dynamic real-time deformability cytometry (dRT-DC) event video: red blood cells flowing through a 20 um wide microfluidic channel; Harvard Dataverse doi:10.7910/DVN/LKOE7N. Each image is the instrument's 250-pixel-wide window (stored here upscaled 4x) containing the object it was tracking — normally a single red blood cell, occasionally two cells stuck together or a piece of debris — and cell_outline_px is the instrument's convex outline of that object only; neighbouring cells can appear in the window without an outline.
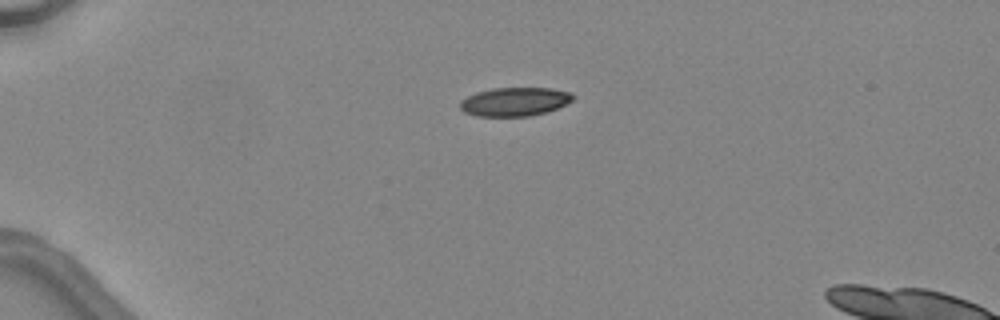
{"species": "common noctule bat (a hibernating species)", "species_latin": "Nyctalus noctula", "temperature_condition": "warm", "stored_images_in_passage": 35, "camera_frame_rate_fps": 3000, "um_per_image_px": 0.085, "animal": {"sex": "female", "body_mass_g": 24.6, "forearm_length_mm": 56.2}, "frame": {"image": 1, "passage_image": 1, "time_ms": 0.0, "image_size_px": [1000, 320], "cell_outline_px": [[576, 96], [572, 100], [548, 112], [528, 116], [476, 116], [464, 112], [460, 108], [460, 100], [476, 92], [492, 88], [552, 88], [572, 92]], "centroid_in_image_um": [43.75, 8.64], "position_along_channel_um": 41.2, "area_um2": 18.96}}
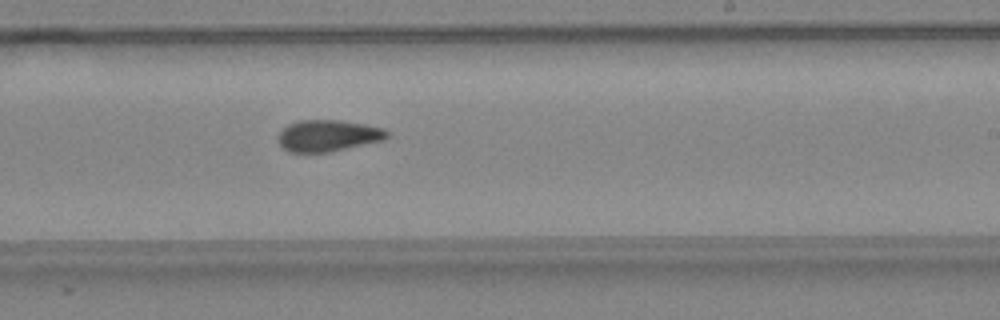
{"frame": {"image": 2, "passage_image": 19, "time_ms": 6.0, "image_size_px": [1000, 320], "cell_outline_px": [[388, 136], [384, 140], [328, 152], [292, 152], [284, 148], [276, 140], [276, 136], [288, 124], [300, 120], [340, 120], [364, 124], [384, 128], [388, 132]], "centroid_in_image_um": [27.87, 11.52], "position_along_channel_um": 261.1, "area_um2": 19.94}}
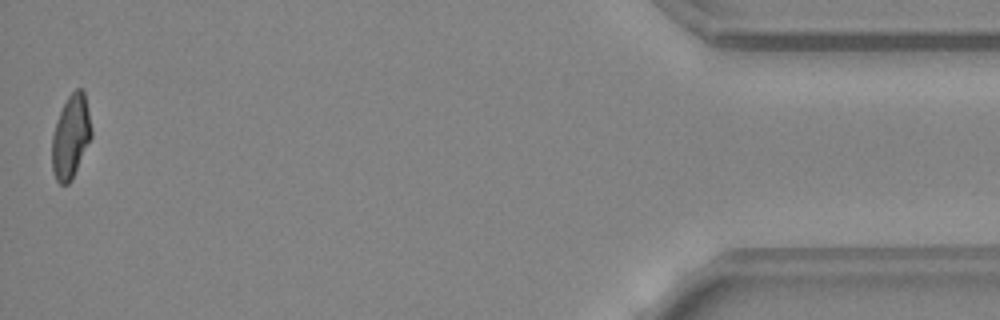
{"frame": {"image": 3, "passage_image": 35, "time_ms": 11.333, "image_size_px": [1000, 320], "cell_outline_px": [[92, 136], [72, 180], [68, 184], [60, 184], [56, 180], [52, 172], [52, 136], [56, 120], [68, 96], [76, 88], [80, 88], [84, 92], [92, 128]], "centroid_in_image_um": [6.01, 11.64], "position_along_channel_um": 429.2, "area_um2": 19.19}, "authors_computed_cell_mechanics": {"area_um2": 19.941, "velocity_mm_per_s": 4.5679, "shape_relaxation_time_tau1_ms": null, "shape_relaxation_time_tau2_ms": 2.2687, "deformation_change_tau1": null, "deformation_change_tau2": 0.0778}}